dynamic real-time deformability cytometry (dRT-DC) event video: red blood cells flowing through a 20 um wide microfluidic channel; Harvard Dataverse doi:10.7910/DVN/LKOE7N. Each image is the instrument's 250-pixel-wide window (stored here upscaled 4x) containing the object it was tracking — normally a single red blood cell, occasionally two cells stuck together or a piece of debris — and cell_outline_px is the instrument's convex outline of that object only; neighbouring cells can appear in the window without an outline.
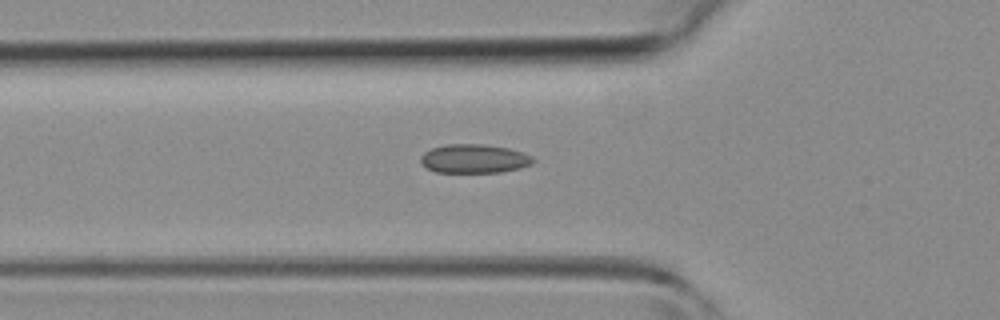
{"species": "common noctule bat (a hibernating species)", "species_latin": "Nyctalus noctula", "temperature_condition": "room temperature", "stored_images_in_passage": 4, "camera_frame_rate_fps": 3000, "um_per_image_px": 0.085, "animal": {"sex": "female", "body_mass_g": 19.3, "forearm_length_mm": 54.1}, "frame": {"image": 1, "passage_image": 4, "time_ms": 5.0, "image_size_px": [1000, 320], "cell_outline_px": [[536, 160], [532, 164], [520, 168], [500, 172], [436, 172], [428, 168], [420, 160], [420, 156], [424, 152], [432, 148], [448, 144], [484, 144], [508, 148], [532, 156]], "centroid_in_image_um": [40.32, 13.48], "position_along_channel_um": 85.5, "area_um2": 18.79}}